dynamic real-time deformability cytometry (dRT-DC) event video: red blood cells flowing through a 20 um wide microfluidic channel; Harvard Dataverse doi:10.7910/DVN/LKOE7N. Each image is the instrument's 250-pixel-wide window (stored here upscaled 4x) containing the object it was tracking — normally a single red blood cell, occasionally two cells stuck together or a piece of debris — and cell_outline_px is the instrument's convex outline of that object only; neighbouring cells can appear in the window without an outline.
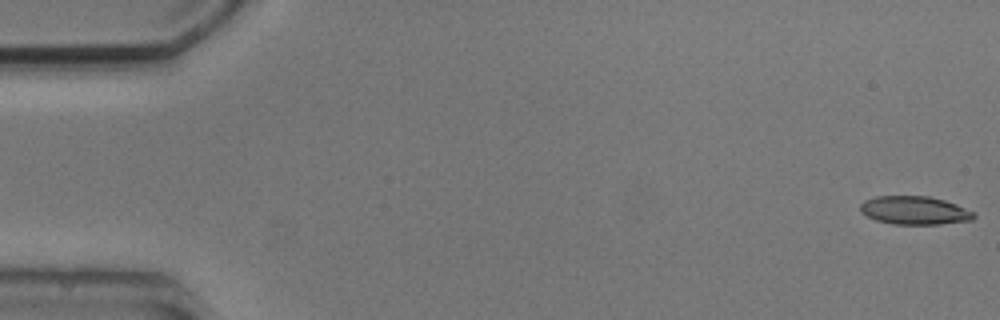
{"species": "common noctule bat (a hibernating species)", "species_latin": "Nyctalus noctula", "temperature_condition": "cold", "stored_images_in_passage": 5, "camera_frame_rate_fps": 3000, "um_per_image_px": 0.085, "animal": {"sex": "male", "body_mass_g": 20.5, "forearm_length_mm": 52.5}, "frame": {"image": 1, "passage_image": 1, "time_ms": 0.0, "image_size_px": [1000, 320], "cell_outline_px": [[976, 216], [972, 220], [940, 224], [892, 224], [876, 220], [860, 212], [860, 204], [864, 200], [876, 196], [928, 196], [944, 200], [956, 204], [976, 212]], "centroid_in_image_um": [77.75, 17.88], "position_along_channel_um": 7.3, "area_um2": 18.84}}
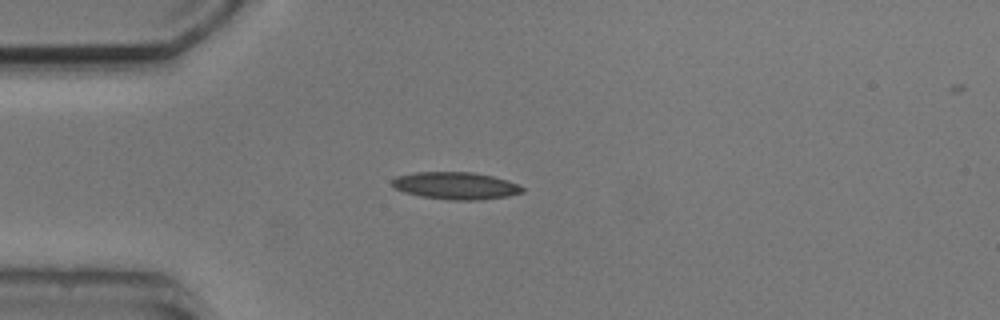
{"frame": {"image": 2, "passage_image": 5, "time_ms": 4.333, "image_size_px": [1000, 320], "cell_outline_px": [[524, 192], [508, 196], [480, 200], [448, 200], [420, 196], [404, 192], [396, 188], [392, 184], [392, 180], [396, 176], [412, 172], [472, 172], [492, 176], [508, 180], [524, 188]], "centroid_in_image_um": [38.73, 15.78], "position_along_channel_um": 46.3, "area_um2": 20.75}}